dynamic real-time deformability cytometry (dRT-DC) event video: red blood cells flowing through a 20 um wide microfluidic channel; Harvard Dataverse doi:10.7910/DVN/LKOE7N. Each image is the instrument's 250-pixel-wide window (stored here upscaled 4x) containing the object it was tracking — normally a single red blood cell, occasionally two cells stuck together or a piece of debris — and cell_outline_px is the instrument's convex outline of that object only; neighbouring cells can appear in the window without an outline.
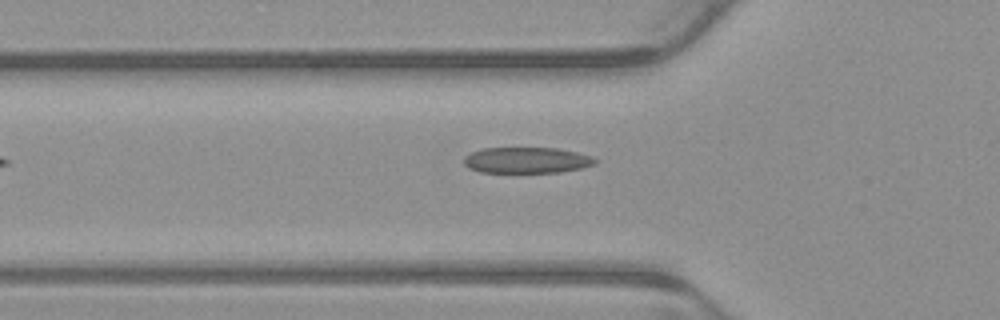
{"species": "common noctule bat (a hibernating species)", "species_latin": "Nyctalus noctula", "temperature_condition": "warm", "stored_images_in_passage": 5, "camera_frame_rate_fps": 3000, "um_per_image_px": 0.085, "animal": {"sex": "male", "body_mass_g": 23.1, "forearm_length_mm": 52.7}, "frame": {"image": 1, "passage_image": 5, "time_ms": 1.333, "image_size_px": [1000, 320], "cell_outline_px": [[600, 160], [596, 164], [580, 168], [560, 172], [480, 172], [468, 168], [464, 164], [464, 156], [472, 152], [484, 148], [556, 148], [576, 152], [592, 156]], "centroid_in_image_um": [44.79, 13.62], "position_along_channel_um": 81.0, "area_um2": 19.88}}